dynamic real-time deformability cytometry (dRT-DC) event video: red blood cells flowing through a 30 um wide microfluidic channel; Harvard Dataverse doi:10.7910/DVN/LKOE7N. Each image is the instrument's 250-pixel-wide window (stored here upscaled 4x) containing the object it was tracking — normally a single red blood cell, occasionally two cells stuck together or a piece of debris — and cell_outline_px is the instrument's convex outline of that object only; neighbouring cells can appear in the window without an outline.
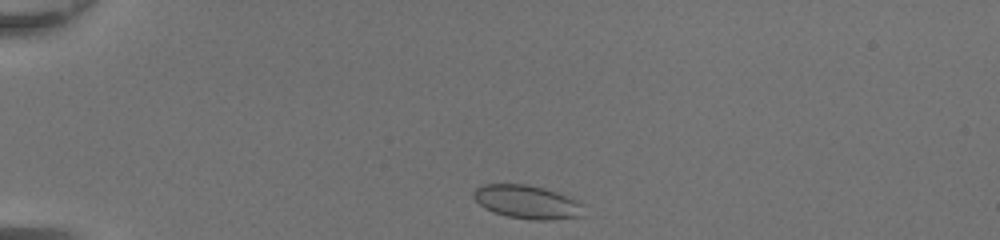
{"species": "common noctule bat (a hibernating species)", "species_latin": "Nyctalus noctula", "temperature_condition": "room temperature", "stored_images_in_passage": 37, "camera_frame_rate_fps": 3000, "um_per_image_px": 0.085, "animal": {"sex": "female", "body_mass_g": 20.0, "forearm_length_mm": 54.0}, "frame": {"image": 1, "passage_image": 1, "time_ms": 0.0, "image_size_px": [1000, 240], "cell_outline_px": [[584, 204], [580, 216], [552, 220], [528, 220], [508, 216], [484, 208], [472, 196], [472, 192], [476, 188], [484, 184], [528, 184], [544, 188], [580, 200]], "centroid_in_image_um": [44.82, 17.16], "position_along_channel_um": 40.2, "area_um2": 21.56}}
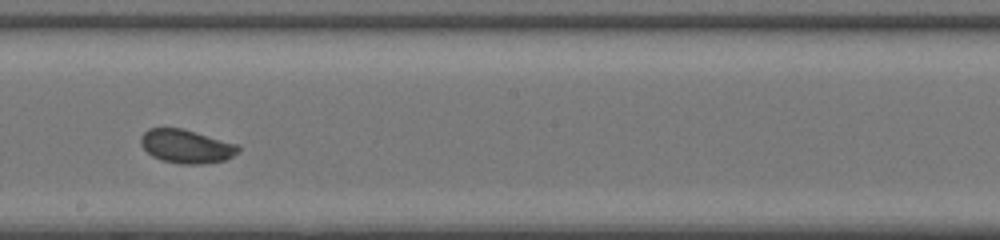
{"frame": {"image": 2, "passage_image": 18, "time_ms": 5.667, "image_size_px": [1000, 240], "cell_outline_px": [[240, 152], [224, 160], [204, 164], [180, 164], [164, 160], [152, 156], [140, 144], [140, 136], [148, 128], [180, 128], [240, 144]], "centroid_in_image_um": [15.86, 12.43], "position_along_channel_um": 232.3, "area_um2": 19.13}}
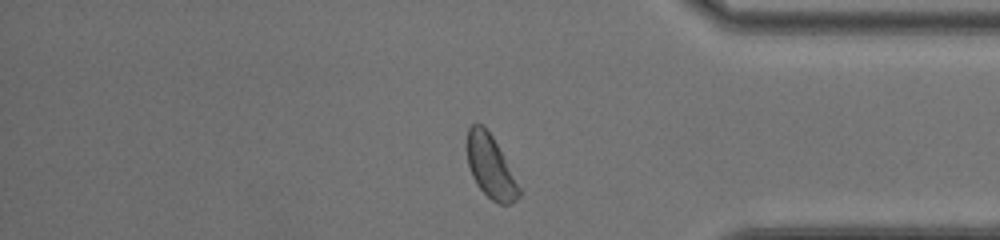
{"frame": {"image": 3, "passage_image": 30, "time_ms": 9.667, "image_size_px": [1000, 240], "cell_outline_px": [[524, 192], [512, 204], [500, 204], [492, 200], [476, 184], [472, 176], [468, 164], [468, 128], [472, 124], [480, 124], [492, 136]], "centroid_in_image_um": [41.74, 14.23], "position_along_channel_um": 393.5, "area_um2": 18.84}, "authors_computed_cell_mechanics": {"area_um2": 19.652, "velocity_mm_per_s": 4.3501, "shape_relaxation_time_tau1_ms": 2.9743, "shape_relaxation_time_tau2_ms": null, "deformation_change_tau1": 0.0699, "deformation_change_tau2": null}}